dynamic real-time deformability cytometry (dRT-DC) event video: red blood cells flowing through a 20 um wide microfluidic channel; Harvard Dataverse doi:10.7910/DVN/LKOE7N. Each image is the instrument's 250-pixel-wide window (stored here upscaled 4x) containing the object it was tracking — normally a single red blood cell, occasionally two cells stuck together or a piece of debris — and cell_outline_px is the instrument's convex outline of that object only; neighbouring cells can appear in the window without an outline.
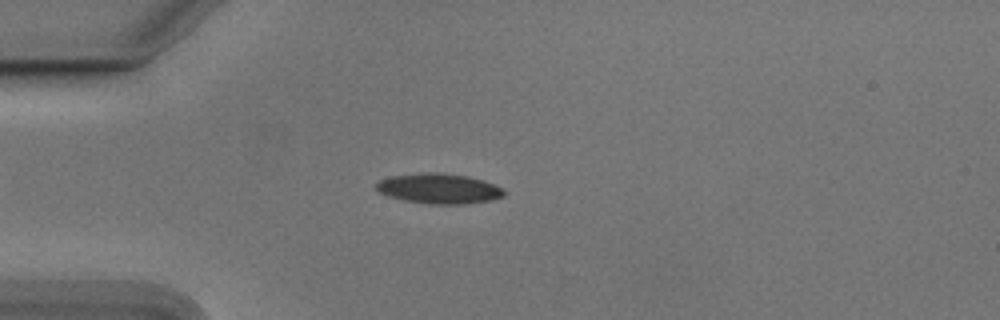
{"species": "Egyptian fruit bat (a non-hibernating species)", "species_latin": "Rousettus aegyptiacus", "temperature_condition": "cold", "stored_images_in_passage": 52, "camera_frame_rate_fps": 3000, "um_per_image_px": 0.085, "animal": {"sex": "male"}, "frame": {"image": 1, "passage_image": 12, "time_ms": 3.667, "image_size_px": [1000, 320], "cell_outline_px": [[504, 196], [492, 200], [464, 204], [432, 204], [404, 200], [388, 196], [380, 192], [376, 188], [376, 184], [380, 180], [392, 176], [420, 172], [436, 172], [468, 176], [484, 180], [504, 188]], "centroid_in_image_um": [37.34, 16.02], "position_along_channel_um": 47.7, "area_um2": 22.48}}
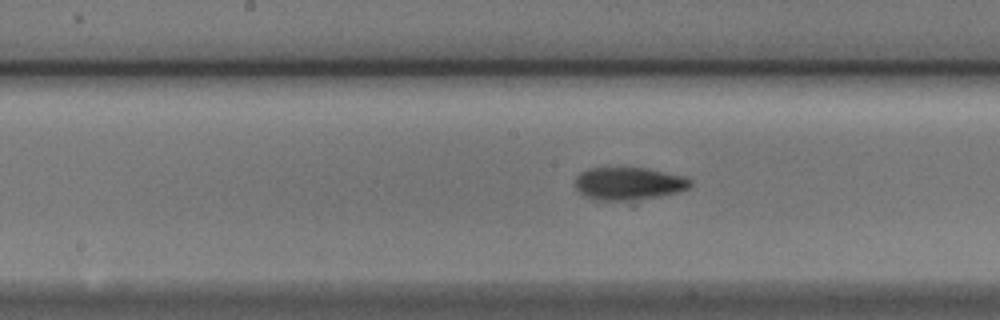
{"frame": {"image": 2, "passage_image": 25, "time_ms": 8.0, "image_size_px": [1000, 320], "cell_outline_px": [[692, 184], [688, 188], [676, 192], [660, 196], [624, 200], [592, 200], [584, 196], [576, 188], [576, 176], [580, 172], [588, 168], [644, 168], [684, 176], [692, 180]], "centroid_in_image_um": [53.41, 15.6], "position_along_channel_um": 194.8, "area_um2": 21.73}}
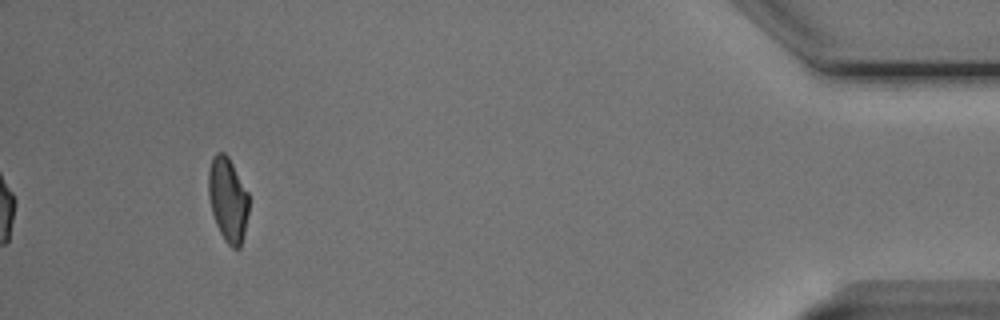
{"frame": {"image": 3, "passage_image": 48, "time_ms": 15.667, "image_size_px": [1000, 320], "cell_outline_px": [[248, 212], [244, 236], [240, 248], [232, 248], [224, 240], [216, 224], [212, 212], [208, 196], [208, 172], [212, 156], [216, 152], [224, 152], [228, 156], [248, 192]], "centroid_in_image_um": [19.36, 16.96], "position_along_channel_um": 415.8, "area_um2": 19.94}, "authors_computed_cell_mechanics": {"area_um2": 20.8947, "velocity_mm_per_s": 3.7758, "shape_relaxation_time_tau1_ms": 3.2605, "shape_relaxation_time_tau2_ms": 3.5468, "deformation_change_tau1": 0.1283, "deformation_change_tau2": 0.0931}}